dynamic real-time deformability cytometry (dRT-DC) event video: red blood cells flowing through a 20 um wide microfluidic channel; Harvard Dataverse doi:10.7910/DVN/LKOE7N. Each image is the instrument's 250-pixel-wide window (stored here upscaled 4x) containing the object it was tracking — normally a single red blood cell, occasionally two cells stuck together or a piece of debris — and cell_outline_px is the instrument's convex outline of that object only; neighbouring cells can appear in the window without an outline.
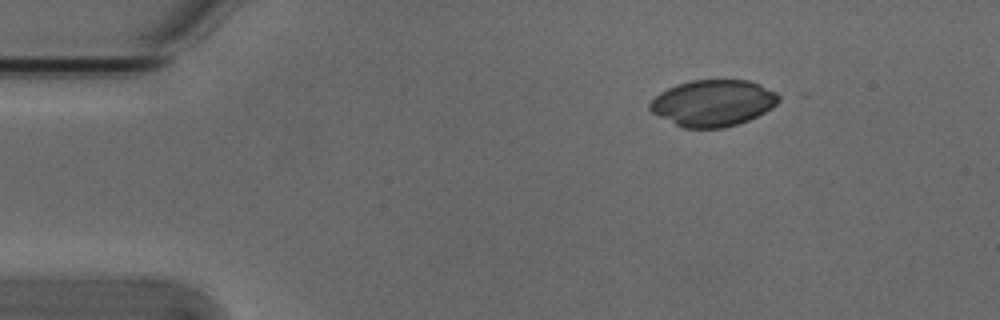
{"species": "Egyptian fruit bat (a non-hibernating species)", "species_latin": "Rousettus aegyptiacus", "temperature_condition": "cold", "stored_images_in_passage": 3, "camera_frame_rate_fps": 3000, "um_per_image_px": 0.085, "animal": {"sex": "male"}, "frame": {"image": 1, "passage_image": 1, "time_ms": 0.0, "image_size_px": [1000, 320], "cell_outline_px": [[784, 96], [772, 108], [748, 120], [724, 128], [684, 128], [652, 112], [648, 108], [648, 104], [660, 92], [676, 84], [692, 80], [748, 80], [760, 84]], "centroid_in_image_um": [60.63, 8.74], "position_along_channel_um": 24.4, "area_um2": 34.8}}